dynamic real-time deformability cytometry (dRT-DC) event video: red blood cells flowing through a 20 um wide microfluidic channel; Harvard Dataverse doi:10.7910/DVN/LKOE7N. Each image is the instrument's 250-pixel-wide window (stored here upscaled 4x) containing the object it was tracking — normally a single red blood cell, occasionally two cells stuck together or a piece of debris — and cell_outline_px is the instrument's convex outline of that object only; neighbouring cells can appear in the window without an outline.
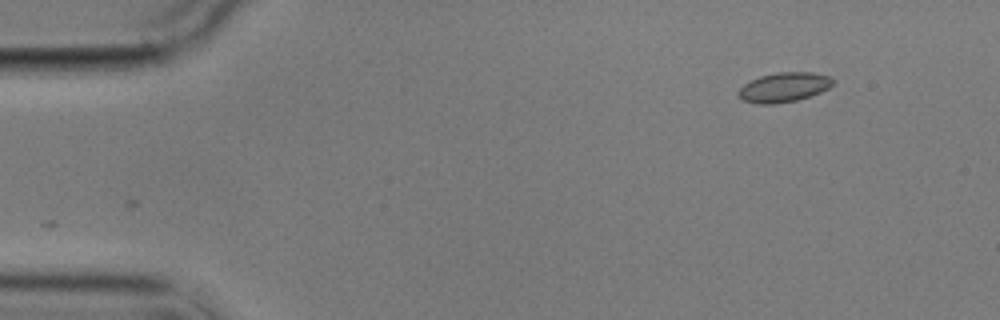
{"species": "common noctule bat (a hibernating species)", "species_latin": "Nyctalus noctula", "temperature_condition": "cold", "stored_images_in_passage": 2, "camera_frame_rate_fps": 3000, "um_per_image_px": 0.085, "animal": {"sex": "male", "body_mass_g": 17.9}, "frame": {"image": 1, "passage_image": 2, "time_ms": 2.0, "image_size_px": [1000, 320], "cell_outline_px": [[836, 80], [828, 88], [820, 92], [796, 100], [772, 104], [756, 104], [740, 100], [736, 96], [736, 92], [744, 84], [760, 76], [776, 72], [812, 72], [832, 76]], "centroid_in_image_um": [66.6, 7.41], "position_along_channel_um": 18.4, "area_um2": 16.47}}